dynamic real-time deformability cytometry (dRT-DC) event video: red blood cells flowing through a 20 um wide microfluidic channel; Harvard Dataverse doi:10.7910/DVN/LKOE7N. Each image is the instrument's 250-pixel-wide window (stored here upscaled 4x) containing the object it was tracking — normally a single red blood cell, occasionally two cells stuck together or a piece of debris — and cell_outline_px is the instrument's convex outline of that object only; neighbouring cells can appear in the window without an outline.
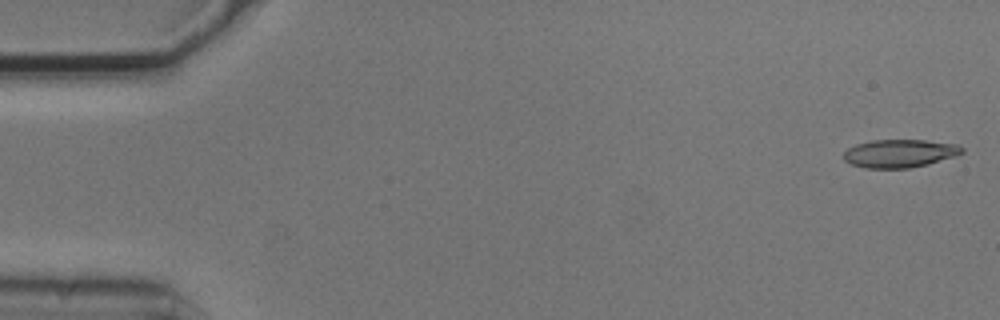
{"species": "common noctule bat (a hibernating species)", "species_latin": "Nyctalus noctula", "temperature_condition": "cold", "stored_images_in_passage": 4, "camera_frame_rate_fps": 3000, "um_per_image_px": 0.085, "animal": {"sex": "male", "body_mass_g": 20.5, "forearm_length_mm": 52.5}, "frame": {"image": 1, "passage_image": 1, "time_ms": 0.0, "image_size_px": [1000, 320], "cell_outline_px": [[964, 152], [956, 156], [928, 164], [908, 168], [864, 168], [852, 164], [844, 160], [844, 152], [848, 148], [856, 144], [872, 140], [924, 140], [956, 144], [964, 148]], "centroid_in_image_um": [76.48, 13.04], "position_along_channel_um": 8.5, "area_um2": 19.36}}
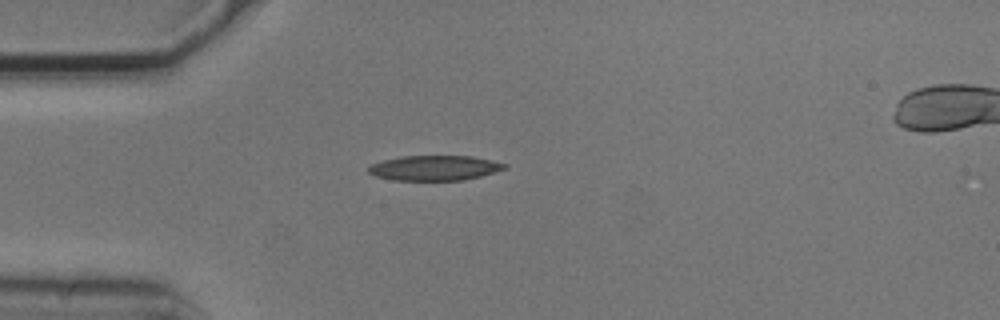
{"frame": {"image": 2, "passage_image": 4, "time_ms": 1.0, "image_size_px": [1000, 320], "cell_outline_px": [[508, 168], [480, 176], [464, 180], [392, 180], [376, 176], [368, 172], [368, 168], [372, 164], [384, 160], [404, 156], [472, 156], [508, 164]], "centroid_in_image_um": [36.96, 14.28], "position_along_channel_um": 48.0, "area_um2": 19.71}}